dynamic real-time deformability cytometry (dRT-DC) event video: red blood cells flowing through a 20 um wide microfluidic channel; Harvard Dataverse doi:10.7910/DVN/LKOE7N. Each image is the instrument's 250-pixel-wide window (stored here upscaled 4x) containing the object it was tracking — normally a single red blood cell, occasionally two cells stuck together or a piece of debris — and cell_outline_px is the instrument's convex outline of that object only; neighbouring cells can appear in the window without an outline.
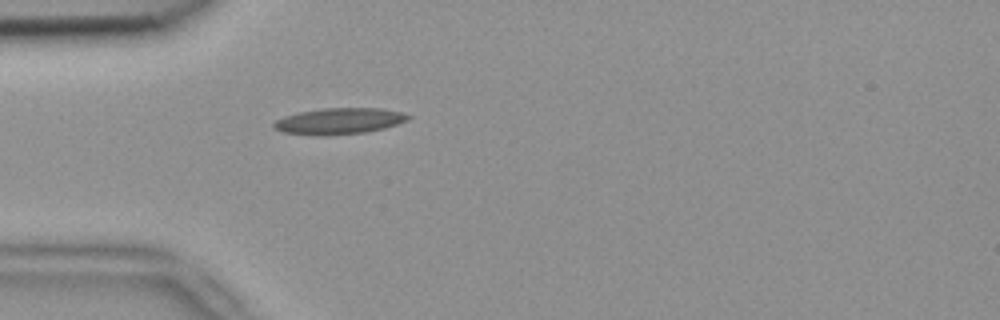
{"species": "common noctule bat (a hibernating species)", "species_latin": "Nyctalus noctula", "temperature_condition": "room temperature", "stored_images_in_passage": 1, "camera_frame_rate_fps": 3000, "um_per_image_px": 0.085, "animal": {"sex": "female", "body_mass_g": 18.4}, "frame": {"image": 1, "passage_image": 1, "time_ms": 0.0, "image_size_px": [1000, 320], "cell_outline_px": [[412, 116], [408, 120], [384, 128], [364, 132], [328, 136], [316, 136], [284, 132], [272, 128], [272, 124], [276, 120], [284, 116], [300, 112], [324, 108], [384, 108], [400, 112]], "centroid_in_image_um": [28.81, 10.3], "position_along_channel_um": 56.2, "area_um2": 20.58}}